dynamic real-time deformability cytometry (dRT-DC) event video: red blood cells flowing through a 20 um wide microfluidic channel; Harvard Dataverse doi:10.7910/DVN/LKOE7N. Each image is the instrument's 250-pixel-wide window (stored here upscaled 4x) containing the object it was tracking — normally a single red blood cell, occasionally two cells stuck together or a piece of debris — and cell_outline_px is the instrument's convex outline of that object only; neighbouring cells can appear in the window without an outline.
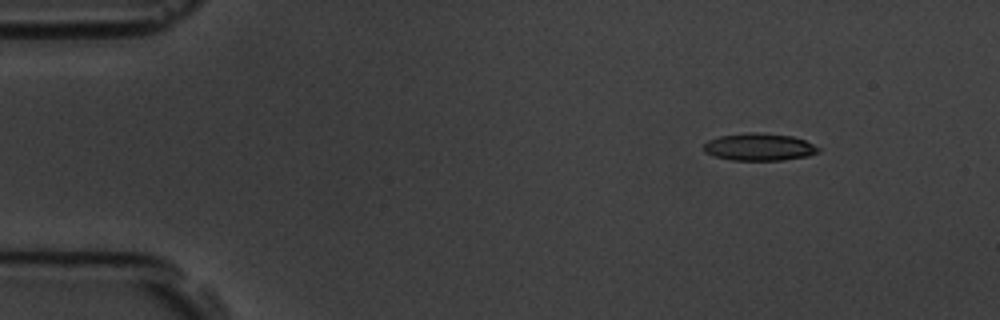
{"species": "common noctule bat (a hibernating species)", "species_latin": "Nyctalus noctula", "temperature_condition": "room temperature", "stored_images_in_passage": 6, "camera_frame_rate_fps": 3000, "um_per_image_px": 0.085, "animal": {"sex": "male", "body_mass_g": 19.5, "forearm_length_mm": 54.6}, "frame": {"image": 1, "passage_image": 2, "time_ms": 1.0, "image_size_px": [1000, 320], "cell_outline_px": [[820, 152], [808, 156], [784, 160], [732, 160], [712, 156], [704, 152], [704, 144], [708, 140], [720, 136], [748, 132], [756, 132], [792, 136], [804, 140], [820, 148]], "centroid_in_image_um": [64.52, 12.5], "position_along_channel_um": 20.5, "area_um2": 18.32}}
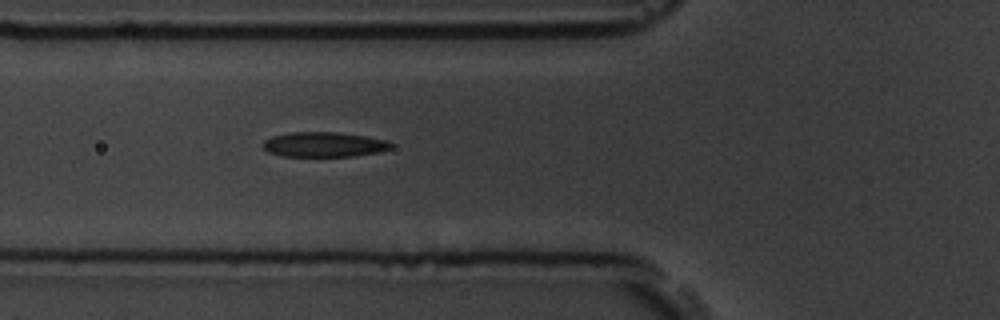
{"frame": {"image": 2, "passage_image": 6, "time_ms": 5.333, "image_size_px": [1000, 320], "cell_outline_px": [[392, 148], [380, 152], [356, 156], [280, 156], [268, 152], [260, 144], [264, 140], [272, 136], [292, 132], [340, 132], [388, 140], [392, 144]], "centroid_in_image_um": [27.53, 12.28], "position_along_channel_um": 98.3, "area_um2": 18.79}}